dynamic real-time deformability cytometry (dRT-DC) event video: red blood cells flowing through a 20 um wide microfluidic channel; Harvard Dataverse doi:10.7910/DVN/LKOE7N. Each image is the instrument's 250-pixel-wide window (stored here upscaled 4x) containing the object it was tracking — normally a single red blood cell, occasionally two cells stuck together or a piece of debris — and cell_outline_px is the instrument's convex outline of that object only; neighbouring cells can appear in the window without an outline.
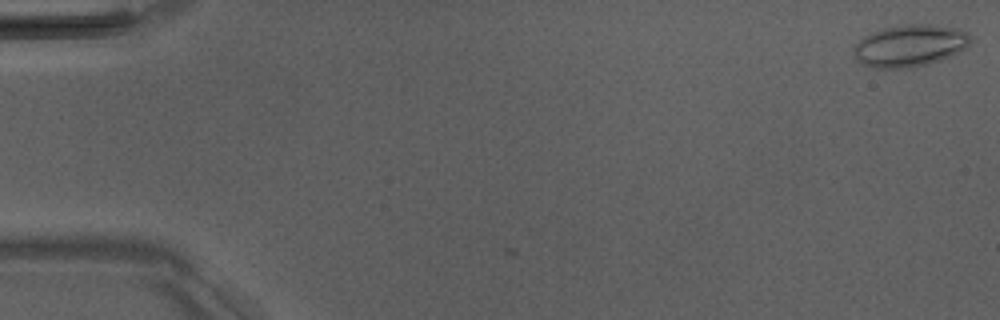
{"species": "Egyptian fruit bat (a non-hibernating species)", "species_latin": "Rousettus aegyptiacus", "temperature_condition": "room temperature", "stored_images_in_passage": 2, "camera_frame_rate_fps": 3000, "um_per_image_px": 0.085, "animal": {"sex": "male"}, "frame": {"image": 1, "passage_image": 1, "time_ms": 0.0, "image_size_px": [1000, 320], "cell_outline_px": [[972, 40], [968, 48], [952, 56], [928, 64], [912, 68], [872, 68], [860, 64], [856, 60], [852, 48], [864, 36], [872, 32], [884, 28], [908, 24], [932, 24], [956, 28], [968, 32], [972, 36]], "centroid_in_image_um": [77.37, 3.89], "position_along_channel_um": 7.6, "area_um2": 29.07}}